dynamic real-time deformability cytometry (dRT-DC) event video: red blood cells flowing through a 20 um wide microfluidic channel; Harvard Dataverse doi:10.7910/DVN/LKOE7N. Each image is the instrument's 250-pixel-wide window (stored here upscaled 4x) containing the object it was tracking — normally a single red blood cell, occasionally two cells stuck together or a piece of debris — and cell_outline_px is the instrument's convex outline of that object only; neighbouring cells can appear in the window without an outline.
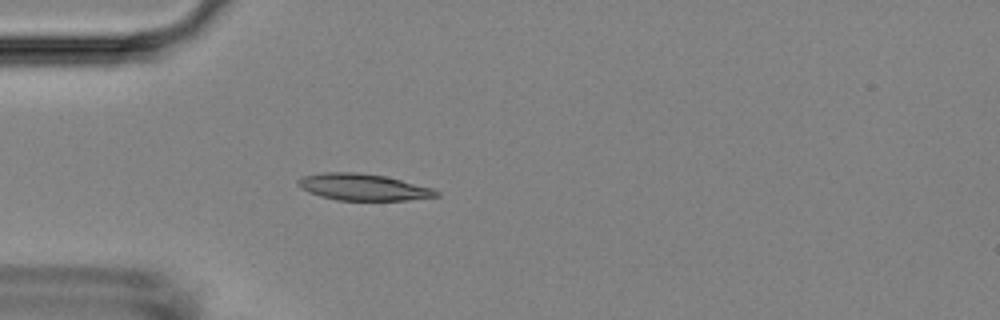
{"species": "Egyptian fruit bat (a non-hibernating species)", "species_latin": "Rousettus aegyptiacus", "temperature_condition": "room temperature", "stored_images_in_passage": 29, "camera_frame_rate_fps": 3000, "um_per_image_px": 0.085, "animal": {"sex": "female"}, "frame": {"image": 1, "passage_image": 15, "time_ms": 4.667, "image_size_px": [1000, 320], "cell_outline_px": [[440, 196], [408, 200], [336, 200], [320, 196], [308, 192], [300, 188], [296, 184], [296, 180], [304, 176], [324, 172], [356, 172], [384, 176], [432, 188], [440, 192]], "centroid_in_image_um": [30.83, 15.91], "position_along_channel_um": 54.2, "area_um2": 21.39}}
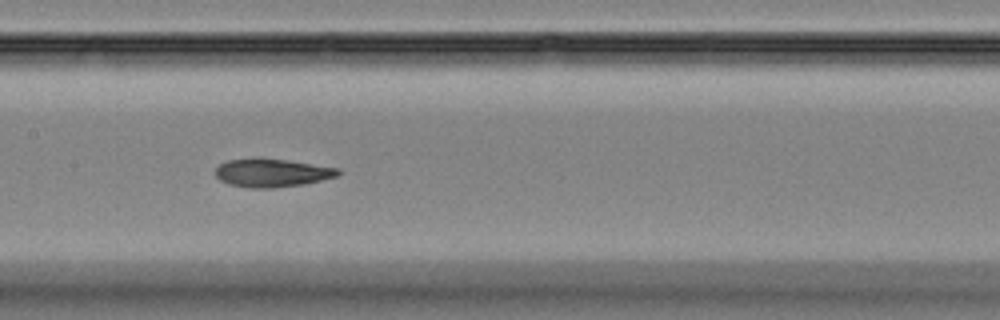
{"frame": {"image": 2, "passage_image": 26, "time_ms": 8.333, "image_size_px": [1000, 320], "cell_outline_px": [[340, 176], [304, 184], [272, 188], [248, 188], [228, 184], [220, 180], [212, 172], [220, 164], [228, 160], [284, 160], [340, 168]], "centroid_in_image_um": [23.13, 14.73], "position_along_channel_um": 184.3, "area_um2": 19.83}}